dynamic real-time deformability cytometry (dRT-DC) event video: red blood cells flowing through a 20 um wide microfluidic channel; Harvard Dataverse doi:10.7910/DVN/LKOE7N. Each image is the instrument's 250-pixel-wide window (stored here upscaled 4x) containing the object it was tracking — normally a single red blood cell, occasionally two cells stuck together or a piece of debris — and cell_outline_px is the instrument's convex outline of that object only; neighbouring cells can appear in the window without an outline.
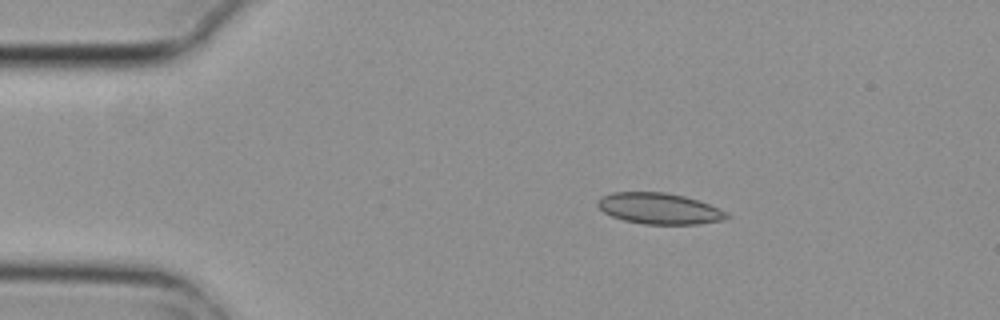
{"species": "common noctule bat (a hibernating species)", "species_latin": "Nyctalus noctula", "temperature_condition": "cold", "stored_images_in_passage": 5, "camera_frame_rate_fps": 3000, "um_per_image_px": 0.085, "animal": {"sex": "female", "body_mass_g": 29.2, "forearm_length_mm": 56.3}, "frame": {"image": 1, "passage_image": 2, "time_ms": 0.333, "image_size_px": [1000, 320], "cell_outline_px": [[732, 216], [724, 220], [696, 224], [644, 224], [624, 220], [612, 216], [604, 212], [596, 204], [596, 200], [600, 196], [612, 192], [668, 192], [700, 200], [728, 212]], "centroid_in_image_um": [56.05, 17.71], "position_along_channel_um": 28.9, "area_um2": 23.64}}
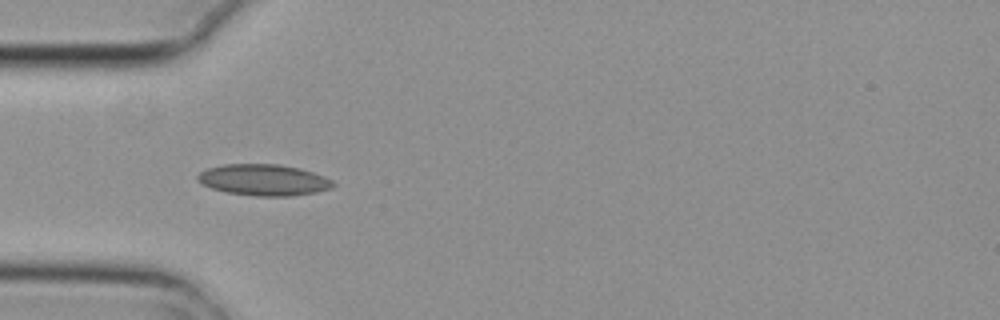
{"frame": {"image": 2, "passage_image": 4, "time_ms": 1.0, "image_size_px": [1000, 320], "cell_outline_px": [[336, 184], [332, 188], [316, 192], [292, 196], [256, 196], [228, 192], [212, 188], [196, 180], [196, 176], [200, 172], [208, 168], [224, 164], [280, 164], [300, 168], [324, 176], [332, 180]], "centroid_in_image_um": [22.44, 15.29], "position_along_channel_um": 62.6, "area_um2": 24.68}}
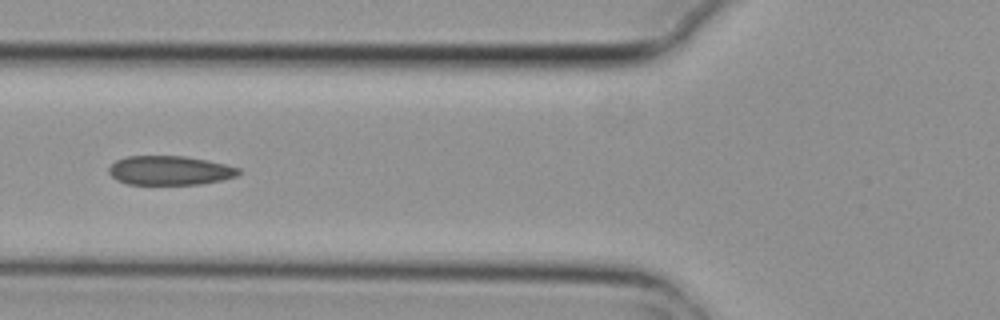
{"frame": {"image": 3, "passage_image": 5, "time_ms": 1.333, "image_size_px": [1000, 320], "cell_outline_px": [[244, 172], [236, 176], [224, 180], [200, 184], [128, 184], [116, 180], [108, 172], [108, 168], [116, 160], [128, 156], [184, 156], [208, 160], [240, 168]], "centroid_in_image_um": [14.47, 14.49], "position_along_channel_um": 111.3, "area_um2": 22.2}}